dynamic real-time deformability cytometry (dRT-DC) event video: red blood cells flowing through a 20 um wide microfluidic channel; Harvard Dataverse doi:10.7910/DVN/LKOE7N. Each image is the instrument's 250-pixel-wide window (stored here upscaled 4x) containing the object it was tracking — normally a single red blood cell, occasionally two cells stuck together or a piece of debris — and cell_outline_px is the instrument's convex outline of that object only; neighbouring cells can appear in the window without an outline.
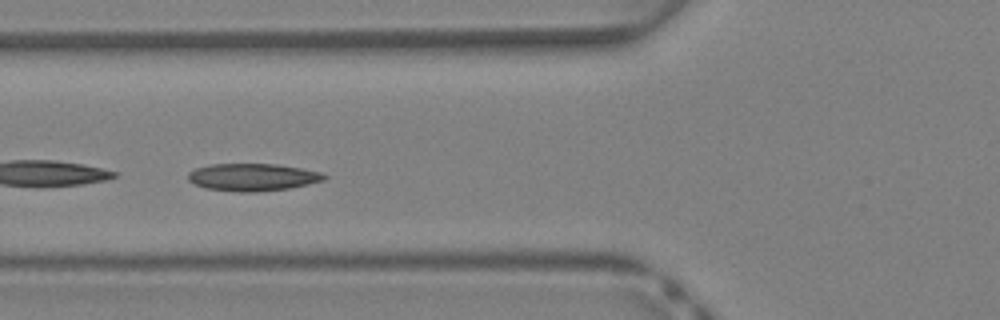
{"species": "Egyptian fruit bat (a non-hibernating species)", "species_latin": "Rousettus aegyptiacus", "temperature_condition": "warm", "stored_images_in_passage": 38, "camera_frame_rate_fps": 3000, "um_per_image_px": 0.085, "animal": {"sex": "female"}, "frame": {"image": 1, "passage_image": 13, "time_ms": 4.0, "image_size_px": [1000, 320], "cell_outline_px": [[328, 176], [324, 180], [308, 184], [288, 188], [256, 192], [240, 192], [204, 188], [188, 180], [188, 172], [196, 168], [212, 164], [276, 164], [300, 168], [320, 172]], "centroid_in_image_um": [21.46, 15.06], "position_along_channel_um": 104.3, "area_um2": 21.62}}
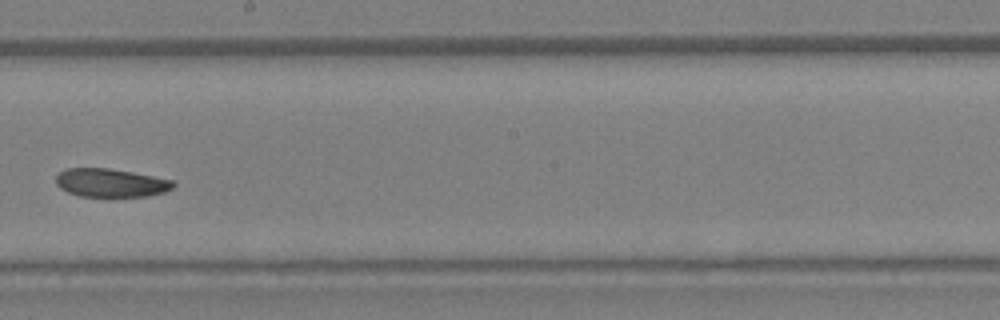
{"frame": {"image": 2, "passage_image": 21, "time_ms": 6.667, "image_size_px": [1000, 320], "cell_outline_px": [[176, 184], [172, 188], [164, 192], [148, 196], [80, 196], [68, 192], [60, 188], [56, 184], [56, 176], [60, 172], [68, 168], [108, 168], [132, 172], [172, 180]], "centroid_in_image_um": [9.4, 15.54], "position_along_channel_um": 238.8, "area_um2": 19.25}}
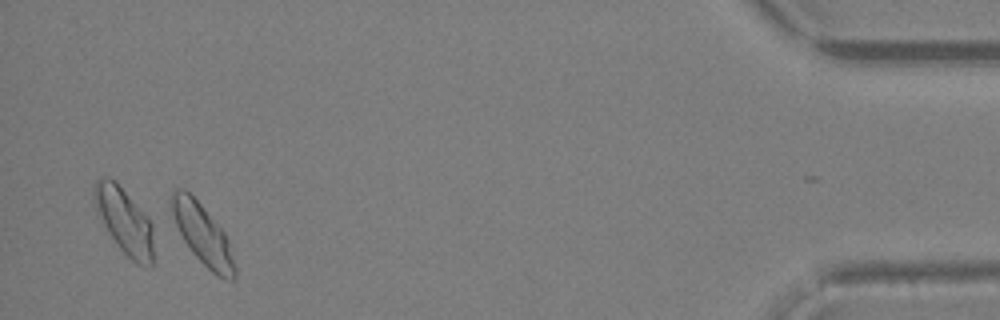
{"frame": {"image": 3, "passage_image": 36, "time_ms": 11.667, "image_size_px": [1000, 320], "cell_outline_px": [[236, 276], [232, 280], [224, 280], [216, 276], [192, 252], [184, 240], [172, 216], [168, 204], [168, 200], [172, 192], [176, 188], [184, 188], [200, 204], [224, 232], [232, 244], [236, 268]], "centroid_in_image_um": [17.24, 19.94], "position_along_channel_um": 418.0, "area_um2": 22.48}}